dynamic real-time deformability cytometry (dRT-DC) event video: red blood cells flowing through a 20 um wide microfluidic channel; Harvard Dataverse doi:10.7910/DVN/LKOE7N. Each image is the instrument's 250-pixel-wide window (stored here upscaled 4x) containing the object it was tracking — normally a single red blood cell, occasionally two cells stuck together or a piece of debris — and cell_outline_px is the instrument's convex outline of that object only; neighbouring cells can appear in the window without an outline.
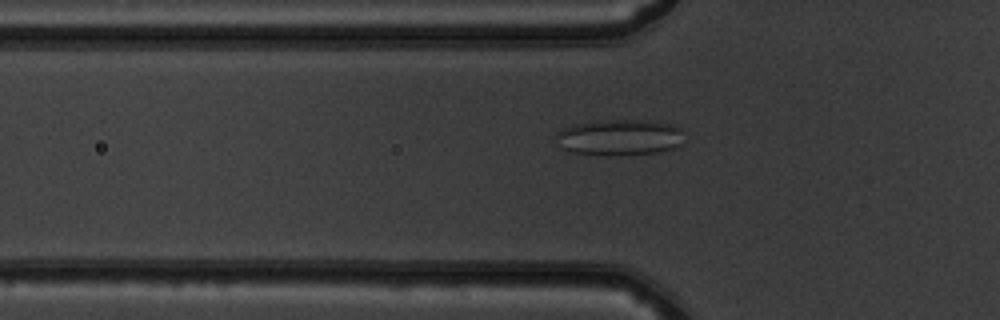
{"species": "common noctule bat (a hibernating species)", "species_latin": "Nyctalus noctula", "temperature_condition": "warm", "stored_images_in_passage": 51, "camera_frame_rate_fps": 3000, "um_per_image_px": 0.085, "animal": {"sex": "male", "body_mass_g": 19.5, "forearm_length_mm": 54.6}, "frame": {"image": 1, "passage_image": 18, "time_ms": 5.667, "image_size_px": [1000, 320], "cell_outline_px": [[684, 144], [660, 152], [612, 156], [600, 156], [572, 152], [564, 148], [556, 136], [556, 132], [564, 128], [576, 124], [596, 120], [640, 120], [672, 124], [684, 128]], "centroid_in_image_um": [52.74, 11.68], "position_along_channel_um": 73.1, "area_um2": 27.28}}
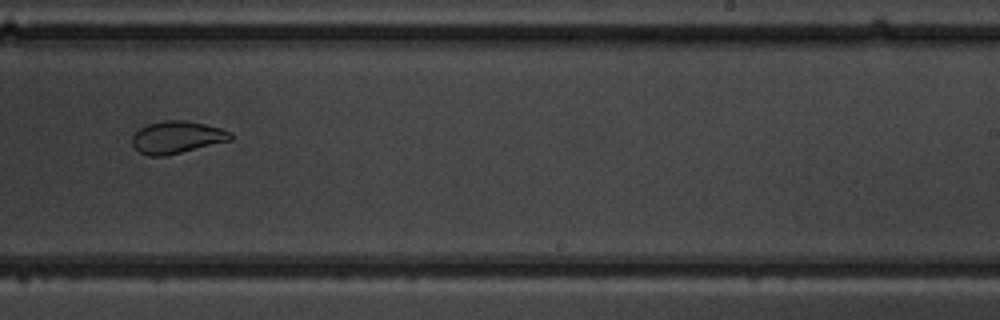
{"frame": {"image": 2, "passage_image": 33, "time_ms": 10.667, "image_size_px": [1000, 320], "cell_outline_px": [[232, 140], [164, 156], [148, 156], [140, 152], [132, 144], [132, 136], [140, 128], [148, 124], [164, 120], [184, 120], [204, 124], [220, 128], [232, 132]], "centroid_in_image_um": [15.04, 11.66], "position_along_channel_um": 274.0, "area_um2": 18.38}}
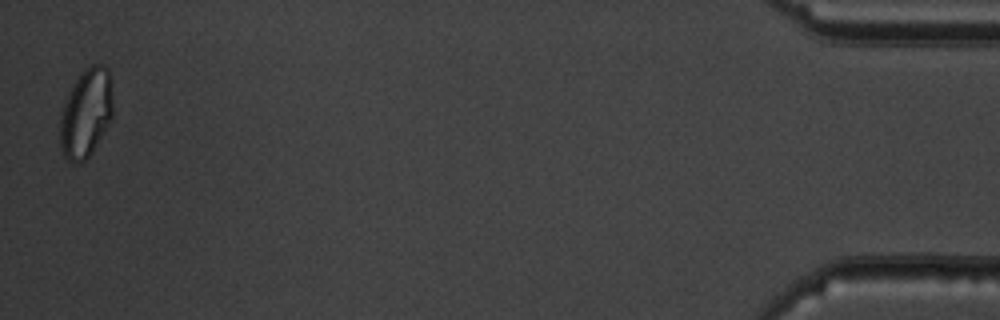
{"frame": {"image": 3, "passage_image": 51, "time_ms": 16.667, "image_size_px": [1000, 320], "cell_outline_px": [[112, 116], [108, 124], [92, 152], [80, 164], [72, 164], [64, 156], [60, 144], [60, 116], [64, 104], [72, 84], [80, 72], [92, 64], [104, 64], [108, 68], [112, 100]], "centroid_in_image_um": [7.29, 9.62], "position_along_channel_um": 427.9, "area_um2": 27.28}, "authors_computed_cell_mechanics": {"area_um2": 24.6228, "velocity_mm_per_s": 4.0196, "shape_relaxation_time_tau1_ms": null, "shape_relaxation_time_tau2_ms": 0.7624, "deformation_change_tau1": null, "deformation_change_tau2": 0.0544}}